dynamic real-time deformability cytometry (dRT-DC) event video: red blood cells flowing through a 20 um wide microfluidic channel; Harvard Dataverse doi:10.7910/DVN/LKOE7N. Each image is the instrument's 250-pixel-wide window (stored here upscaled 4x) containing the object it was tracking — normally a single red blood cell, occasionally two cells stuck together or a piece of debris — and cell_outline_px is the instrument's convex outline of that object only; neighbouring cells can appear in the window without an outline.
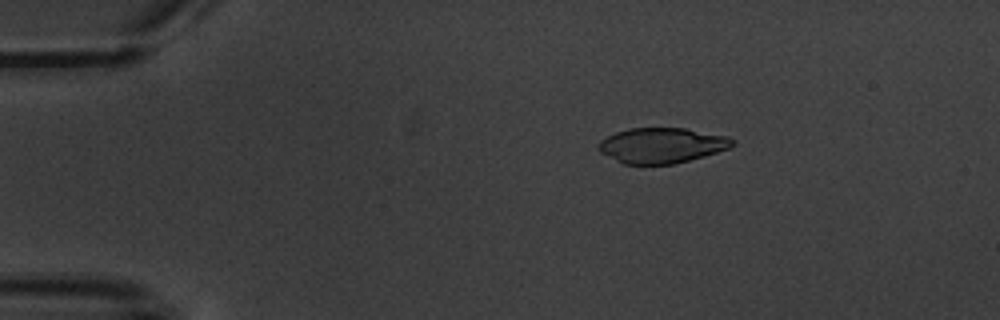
{"species": "common noctule bat (a hibernating species)", "species_latin": "Nyctalus noctula", "temperature_condition": "warm", "stored_images_in_passage": 3, "camera_frame_rate_fps": 3000, "um_per_image_px": 0.085, "animal": {"sex": "male", "body_mass_g": 20.1, "forearm_length_mm": 53.5}, "frame": {"image": 1, "passage_image": 1, "time_ms": 0.0, "image_size_px": [1000, 320], "cell_outline_px": [[736, 144], [728, 148], [704, 156], [672, 164], [624, 164], [600, 152], [596, 148], [600, 140], [616, 132], [628, 128], [684, 128], [728, 136], [736, 140]], "centroid_in_image_um": [56.25, 12.35], "position_along_channel_um": 28.8, "area_um2": 27.51}}